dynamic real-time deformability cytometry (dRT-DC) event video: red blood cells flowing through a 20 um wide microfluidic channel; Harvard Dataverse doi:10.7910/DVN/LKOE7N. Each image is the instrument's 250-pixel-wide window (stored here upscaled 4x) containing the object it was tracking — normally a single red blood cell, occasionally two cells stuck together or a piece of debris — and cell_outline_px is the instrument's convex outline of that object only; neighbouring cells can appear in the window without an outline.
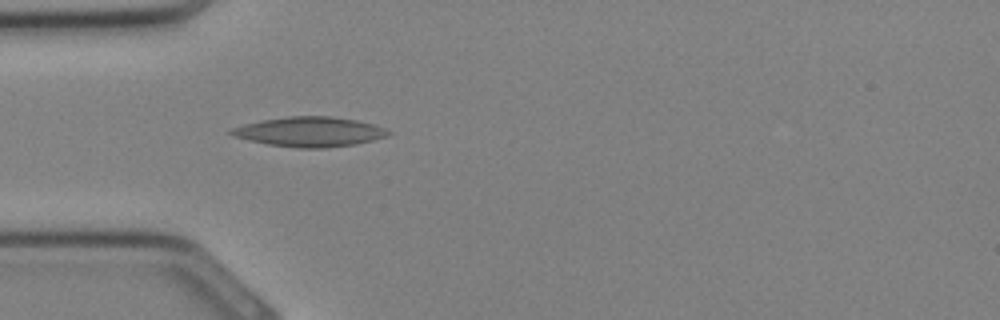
{"species": "Egyptian fruit bat (a non-hibernating species)", "species_latin": "Rousettus aegyptiacus", "temperature_condition": "cold", "stored_images_in_passage": 31, "camera_frame_rate_fps": 3000, "um_per_image_px": 0.085, "animal": {"sex": "female"}, "frame": {"image": 1, "passage_image": 8, "time_ms": 2.333, "image_size_px": [1000, 320], "cell_outline_px": [[392, 132], [384, 136], [372, 140], [352, 144], [324, 148], [300, 148], [268, 144], [232, 136], [228, 132], [228, 128], [244, 124], [264, 120], [288, 116], [332, 116], [356, 120], [372, 124], [384, 128]], "centroid_in_image_um": [26.26, 11.19], "position_along_channel_um": 58.7, "area_um2": 26.93}}
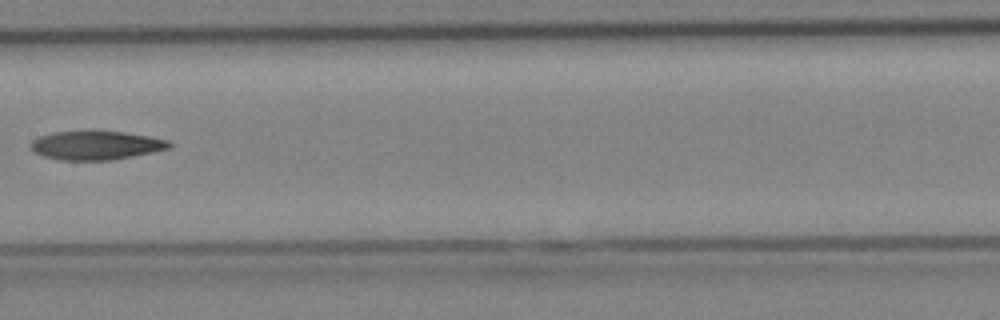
{"frame": {"image": 2, "passage_image": 15, "time_ms": 4.667, "image_size_px": [1000, 320], "cell_outline_px": [[172, 144], [168, 148], [152, 152], [112, 160], [60, 160], [44, 156], [32, 152], [28, 144], [32, 140], [40, 136], [52, 132], [124, 132], [148, 136], [168, 140]], "centroid_in_image_um": [8.1, 12.36], "position_along_channel_um": 199.3, "area_um2": 23.0}}
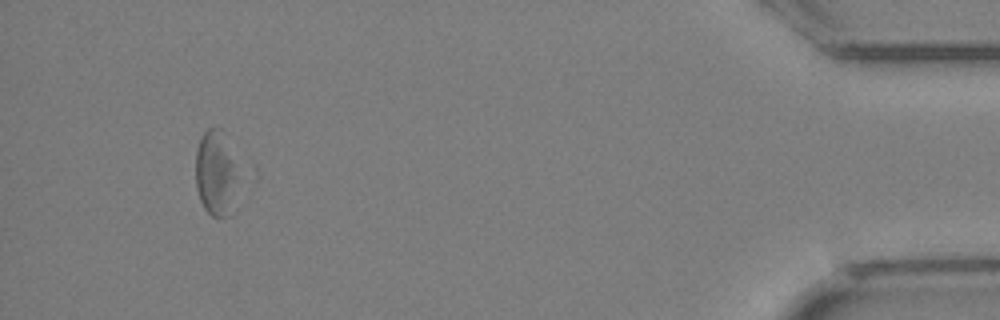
{"frame": {"image": 3, "passage_image": 29, "time_ms": 9.333, "image_size_px": [1000, 320], "cell_outline_px": [[256, 180], [252, 188], [228, 216], [212, 216], [204, 208], [200, 200], [196, 188], [196, 148], [204, 132], [208, 128], [220, 128], [256, 168]], "centroid_in_image_um": [18.86, 14.73], "position_along_channel_um": 416.3, "area_um2": 27.63}}